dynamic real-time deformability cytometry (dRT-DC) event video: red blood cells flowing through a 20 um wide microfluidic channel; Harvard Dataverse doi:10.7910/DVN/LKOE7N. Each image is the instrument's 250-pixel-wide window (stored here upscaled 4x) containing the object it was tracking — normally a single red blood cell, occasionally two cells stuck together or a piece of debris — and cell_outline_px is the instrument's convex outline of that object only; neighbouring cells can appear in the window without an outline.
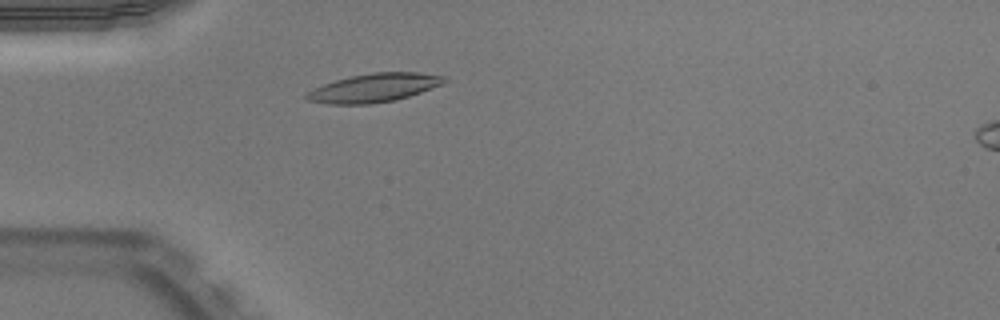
{"species": "Egyptian fruit bat (a non-hibernating species)", "species_latin": "Rousettus aegyptiacus", "temperature_condition": "warm", "stored_images_in_passage": 37, "camera_frame_rate_fps": 3000, "um_per_image_px": 0.085, "animal": {"sex": "male"}, "frame": {"image": 1, "passage_image": 1, "time_ms": 0.0, "image_size_px": [1000, 320], "cell_outline_px": [[448, 80], [444, 84], [396, 100], [368, 104], [328, 104], [308, 100], [304, 96], [308, 92], [324, 84], [336, 80], [352, 76], [376, 72], [416, 72], [444, 76]], "centroid_in_image_um": [31.83, 7.46], "position_along_channel_um": 53.2, "area_um2": 22.66}}
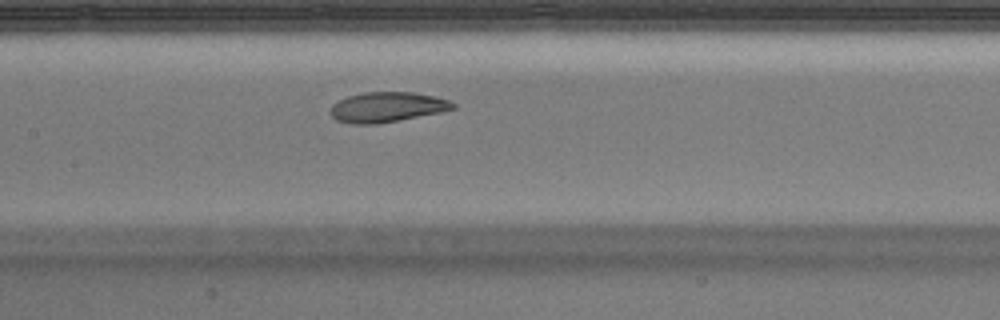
{"frame": {"image": 2, "passage_image": 11, "time_ms": 3.333, "image_size_px": [1000, 320], "cell_outline_px": [[456, 108], [440, 112], [376, 124], [352, 124], [336, 120], [328, 112], [328, 108], [332, 104], [348, 96], [364, 92], [412, 92], [432, 96], [448, 100], [456, 104]], "centroid_in_image_um": [32.84, 9.1], "position_along_channel_um": 174.6, "area_um2": 21.39}}
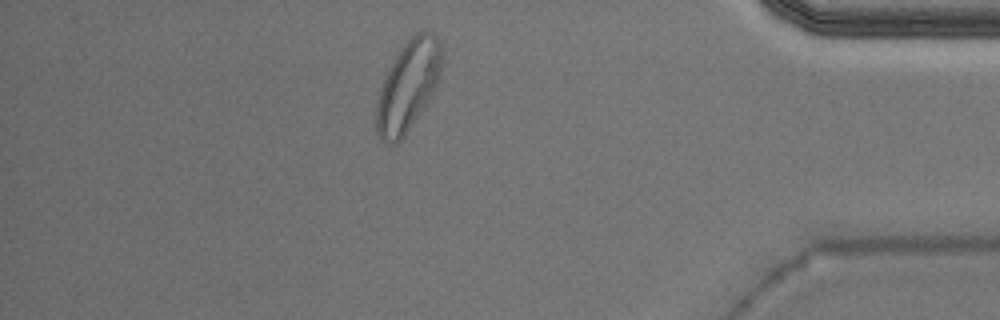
{"frame": {"image": 3, "passage_image": 31, "time_ms": 10.0, "image_size_px": [1000, 320], "cell_outline_px": [[440, 76], [432, 92], [404, 136], [396, 144], [384, 144], [380, 140], [376, 132], [376, 104], [384, 80], [396, 56], [404, 44], [416, 32], [428, 32], [436, 36], [440, 44]], "centroid_in_image_um": [34.64, 7.35], "position_along_channel_um": 400.6, "area_um2": 33.23}, "authors_computed_cell_mechanics": {"area_um2": 22.4842, "velocity_mm_per_s": 3.9229, "shape_relaxation_time_tau1_ms": 3.1053, "shape_relaxation_time_tau2_ms": 2.6807, "deformation_change_tau1": 0.167, "deformation_change_tau2": 0.0983}}